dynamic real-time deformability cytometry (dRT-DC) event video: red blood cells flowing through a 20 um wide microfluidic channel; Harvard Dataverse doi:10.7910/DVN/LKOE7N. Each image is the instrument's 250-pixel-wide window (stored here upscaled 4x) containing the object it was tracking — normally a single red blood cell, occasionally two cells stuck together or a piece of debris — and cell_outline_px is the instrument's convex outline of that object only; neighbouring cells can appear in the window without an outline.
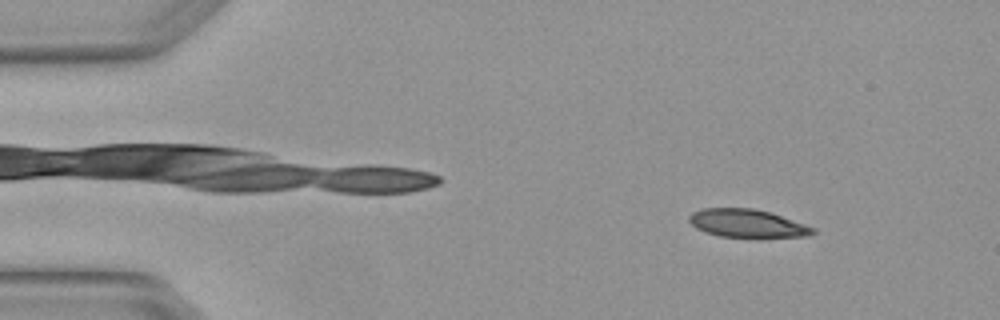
{"species": "Egyptian fruit bat (a non-hibernating species)", "species_latin": "Rousettus aegyptiacus", "temperature_condition": "warm", "stored_images_in_passage": 4, "camera_frame_rate_fps": 3000, "um_per_image_px": 0.085, "animal": {"sex": "female"}, "frame": {"image": 1, "passage_image": 1, "time_ms": 0.0, "image_size_px": [1000, 320], "cell_outline_px": [[816, 232], [808, 236], [720, 236], [704, 232], [696, 228], [688, 220], [688, 216], [692, 212], [700, 208], [752, 208], [768, 212], [816, 228]], "centroid_in_image_um": [63.44, 18.97], "position_along_channel_um": 21.6, "area_um2": 19.83}}
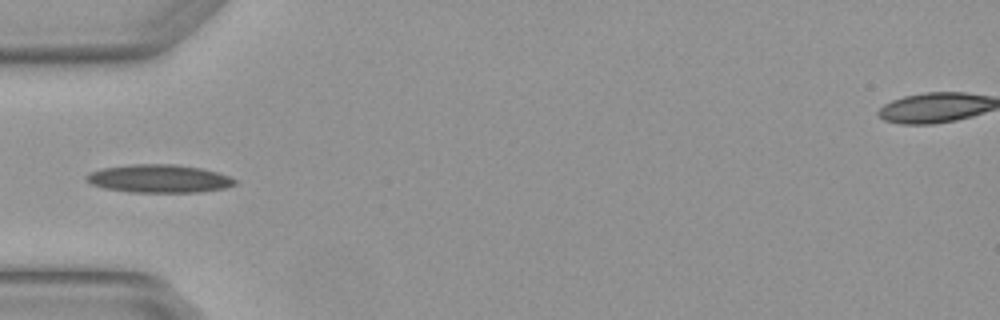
{"frame": {"image": 2, "passage_image": 3, "time_ms": 0.667, "image_size_px": [1000, 320], "cell_outline_px": [[236, 184], [224, 188], [196, 192], [132, 192], [104, 188], [92, 184], [84, 180], [84, 176], [88, 172], [100, 168], [132, 164], [176, 164], [200, 168], [216, 172], [228, 176], [236, 180]], "centroid_in_image_um": [13.45, 15.17], "position_along_channel_um": 71.6, "area_um2": 24.33}}
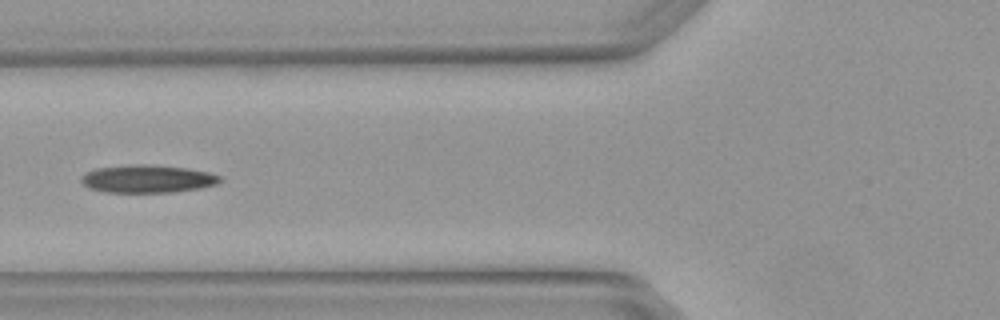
{"frame": {"image": 3, "passage_image": 4, "time_ms": 1.0, "image_size_px": [1000, 320], "cell_outline_px": [[224, 180], [216, 184], [200, 188], [176, 192], [104, 192], [88, 188], [80, 180], [80, 176], [96, 168], [132, 164], [148, 164], [188, 168], [208, 172], [220, 176]], "centroid_in_image_um": [12.54, 15.2], "position_along_channel_um": 113.3, "area_um2": 22.66}}